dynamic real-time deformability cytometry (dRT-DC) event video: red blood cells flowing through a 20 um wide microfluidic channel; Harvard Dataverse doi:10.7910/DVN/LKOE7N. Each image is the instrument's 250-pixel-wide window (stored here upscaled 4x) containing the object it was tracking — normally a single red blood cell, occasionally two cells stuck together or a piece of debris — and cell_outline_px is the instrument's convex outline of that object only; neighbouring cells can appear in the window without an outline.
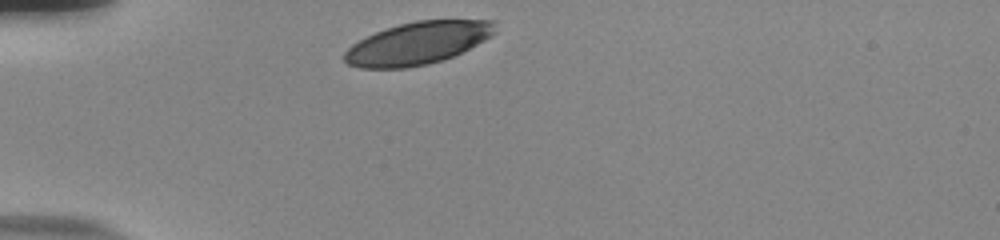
{"species": "human", "species_latin": "Homo sapiens", "temperature_condition": "room temperature", "stored_images_in_passage": 31, "camera_frame_rate_fps": 3000, "um_per_image_px": 0.085, "donor": {"sex": "male"}, "frame": {"image": 1, "passage_image": 1, "time_ms": 0.0, "image_size_px": [1000, 240], "cell_outline_px": [[496, 32], [492, 36], [444, 60], [428, 64], [404, 68], [360, 68], [348, 64], [344, 60], [344, 52], [352, 44], [376, 32], [400, 24], [416, 20], [496, 20]], "centroid_in_image_um": [35.52, 3.67], "position_along_channel_um": 49.5, "area_um2": 37.05}}
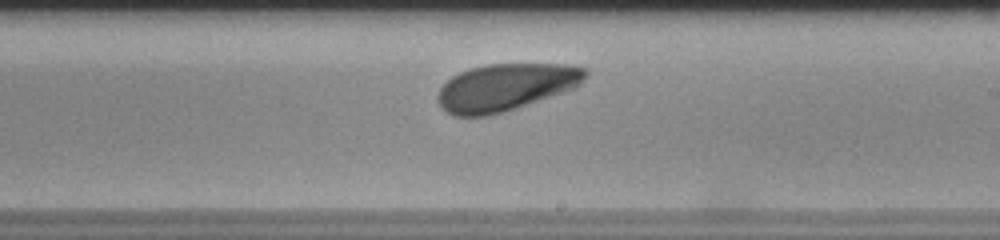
{"frame": {"image": 2, "passage_image": 19, "time_ms": 6.0, "image_size_px": [1000, 240], "cell_outline_px": [[588, 76], [576, 88], [504, 112], [488, 116], [456, 116], [448, 112], [440, 104], [436, 96], [440, 88], [452, 76], [460, 72], [472, 68], [488, 64], [572, 64], [588, 68]], "centroid_in_image_um": [43.05, 7.4], "position_along_channel_um": 246.0, "area_um2": 40.63}}
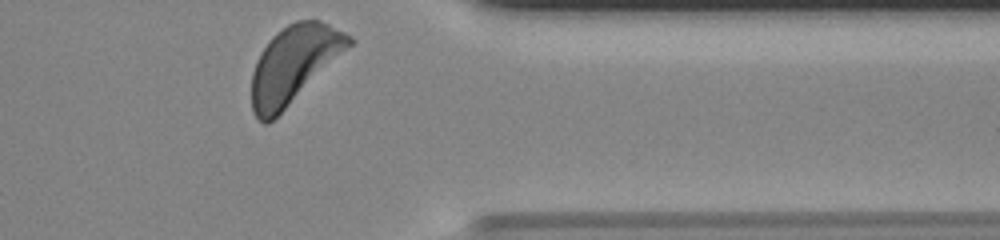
{"frame": {"image": 3, "passage_image": 31, "time_ms": 10.0, "image_size_px": [1000, 240], "cell_outline_px": [[356, 40], [352, 44], [268, 124], [264, 124], [252, 112], [252, 72], [256, 60], [260, 52], [272, 36], [276, 32], [288, 24], [296, 20], [320, 20], [352, 36]], "centroid_in_image_um": [24.95, 5.44], "position_along_channel_um": 386.4, "area_um2": 42.95}, "authors_computed_cell_mechanics": {"area_um2": 40.5756, "velocity_mm_per_s": 3.6985, "shape_relaxation_time_tau1_ms": 0.9347, "shape_relaxation_time_tau2_ms": null, "deformation_change_tau1": 0.0923, "deformation_change_tau2": null}}